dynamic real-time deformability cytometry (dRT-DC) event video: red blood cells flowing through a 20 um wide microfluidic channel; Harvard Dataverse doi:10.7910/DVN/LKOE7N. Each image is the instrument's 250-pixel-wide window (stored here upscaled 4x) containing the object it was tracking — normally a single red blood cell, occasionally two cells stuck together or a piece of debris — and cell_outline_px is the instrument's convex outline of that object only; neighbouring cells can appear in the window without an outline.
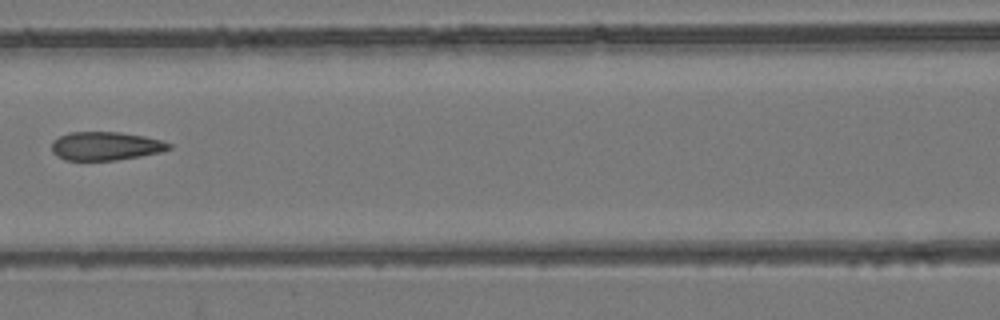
{"species": "common noctule bat (a hibernating species)", "species_latin": "Nyctalus noctula", "temperature_condition": "room temperature", "stored_images_in_passage": 4, "camera_frame_rate_fps": 3000, "um_per_image_px": 0.085, "animal": {"sex": "female", "body_mass_g": 24.6, "forearm_length_mm": 56.2}, "frame": {"image": 1, "passage_image": 4, "time_ms": 3.333, "image_size_px": [1000, 320], "cell_outline_px": [[172, 148], [160, 152], [140, 156], [116, 160], [64, 160], [56, 156], [52, 152], [52, 140], [68, 132], [120, 132], [144, 136], [160, 140], [172, 144]], "centroid_in_image_um": [8.95, 12.41], "position_along_channel_um": 157.6, "area_um2": 19.54}}